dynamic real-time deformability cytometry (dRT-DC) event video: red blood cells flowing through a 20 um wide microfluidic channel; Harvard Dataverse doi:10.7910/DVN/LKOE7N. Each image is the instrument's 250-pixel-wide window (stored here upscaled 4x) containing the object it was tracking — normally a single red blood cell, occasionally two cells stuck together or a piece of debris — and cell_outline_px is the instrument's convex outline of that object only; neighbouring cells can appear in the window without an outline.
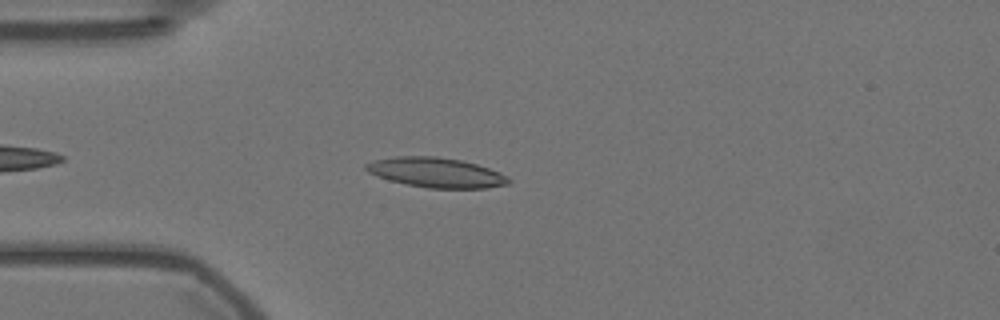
{"species": "Egyptian fruit bat (a non-hibernating species)", "species_latin": "Rousettus aegyptiacus", "temperature_condition": "warm", "stored_images_in_passage": 46, "camera_frame_rate_fps": 3000, "um_per_image_px": 0.085, "animal": {"sex": "female"}, "frame": {"image": 1, "passage_image": 7, "time_ms": 2.0, "image_size_px": [1000, 320], "cell_outline_px": [[512, 180], [508, 184], [488, 188], [428, 188], [388, 180], [368, 172], [364, 168], [364, 164], [376, 160], [396, 156], [436, 156], [460, 160], [476, 164], [500, 172], [508, 176]], "centroid_in_image_um": [37.09, 14.67], "position_along_channel_um": 47.9, "area_um2": 24.74}}
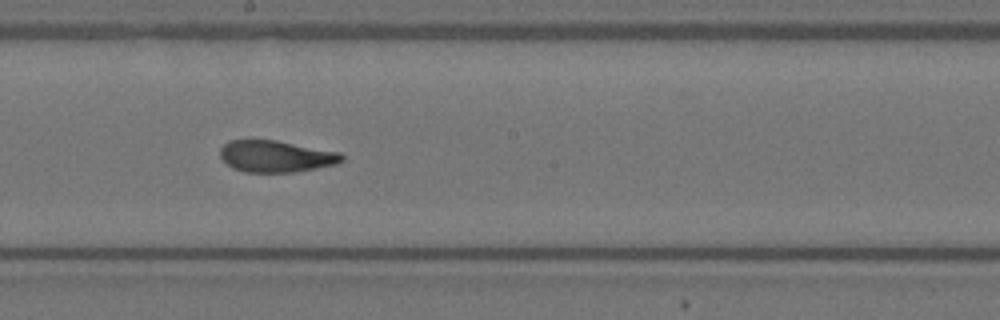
{"frame": {"image": 2, "passage_image": 23, "time_ms": 7.333, "image_size_px": [1000, 320], "cell_outline_px": [[344, 160], [336, 164], [296, 172], [244, 172], [232, 168], [220, 156], [220, 148], [228, 140], [276, 140], [340, 152], [344, 156]], "centroid_in_image_um": [23.46, 13.29], "position_along_channel_um": 224.7, "area_um2": 22.48}}
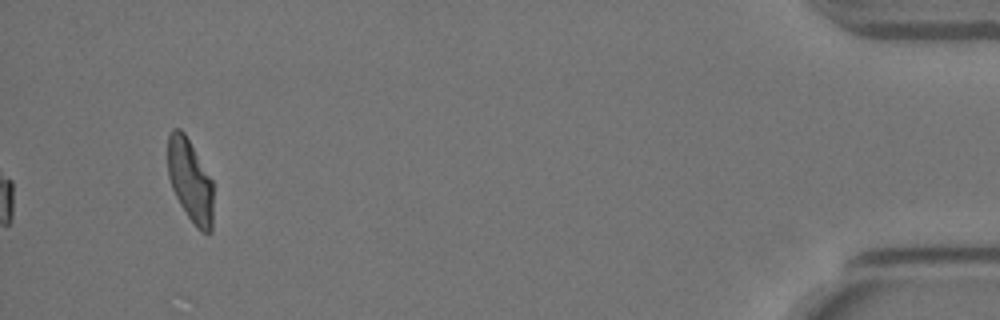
{"frame": {"image": 3, "passage_image": 46, "time_ms": 15.0, "image_size_px": [1000, 320], "cell_outline_px": [[212, 232], [200, 232], [196, 228], [180, 204], [172, 188], [168, 176], [168, 136], [172, 128], [180, 128], [184, 132], [212, 180]], "centroid_in_image_um": [16.15, 15.35], "position_along_channel_um": 419.0, "area_um2": 21.79}, "authors_computed_cell_mechanics": {"area_um2": 23.0044, "velocity_mm_per_s": 3.5336, "shape_relaxation_time_tau1_ms": 6.0104, "shape_relaxation_time_tau2_ms": 1.7384, "deformation_change_tau1": 0.1908, "deformation_change_tau2": 0.0926}}